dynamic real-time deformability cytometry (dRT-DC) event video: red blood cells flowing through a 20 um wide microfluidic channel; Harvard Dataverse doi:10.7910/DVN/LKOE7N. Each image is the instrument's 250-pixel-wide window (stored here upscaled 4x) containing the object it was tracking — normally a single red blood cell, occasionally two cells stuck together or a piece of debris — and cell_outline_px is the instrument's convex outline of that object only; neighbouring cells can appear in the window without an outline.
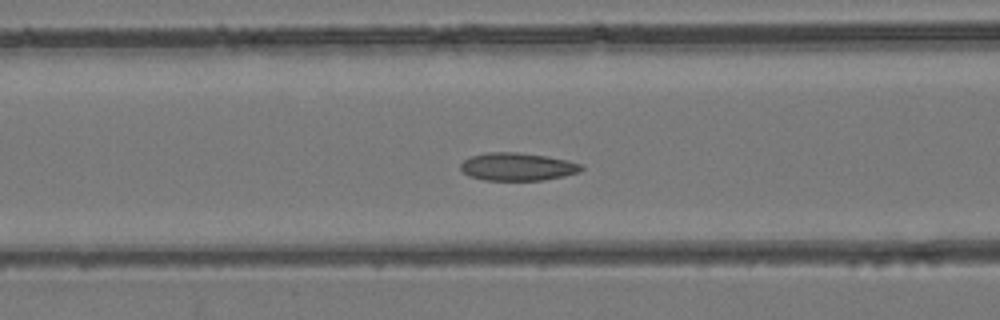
{"species": "common noctule bat (a hibernating species)", "species_latin": "Nyctalus noctula", "temperature_condition": "room temperature", "stored_images_in_passage": 46, "camera_frame_rate_fps": 3000, "um_per_image_px": 0.085, "animal": {"sex": "female", "body_mass_g": 24.6, "forearm_length_mm": 56.2}, "frame": {"image": 1, "passage_image": 19, "time_ms": 6.0, "image_size_px": [1000, 320], "cell_outline_px": [[584, 168], [580, 172], [564, 176], [544, 180], [484, 180], [468, 176], [460, 168], [460, 164], [468, 156], [488, 152], [516, 152], [544, 156], [568, 160], [584, 164]], "centroid_in_image_um": [43.99, 14.17], "position_along_channel_um": 122.6, "area_um2": 19.77}}
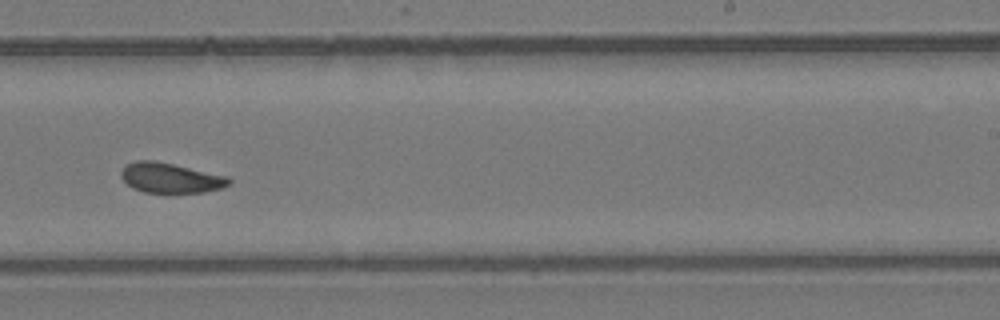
{"frame": {"image": 2, "passage_image": 29, "time_ms": 9.333, "image_size_px": [1000, 320], "cell_outline_px": [[232, 184], [224, 188], [204, 192], [168, 196], [144, 192], [132, 188], [120, 176], [120, 172], [124, 164], [136, 160], [156, 160], [228, 176], [232, 180]], "centroid_in_image_um": [14.51, 15.16], "position_along_channel_um": 274.5, "area_um2": 20.0}}
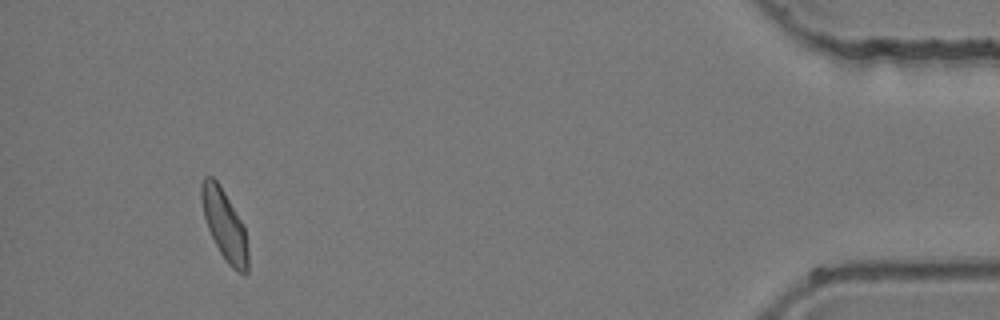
{"frame": {"image": 3, "passage_image": 43, "time_ms": 14.0, "image_size_px": [1000, 320], "cell_outline_px": [[248, 272], [244, 276], [236, 272], [228, 264], [220, 252], [208, 228], [204, 216], [200, 196], [200, 184], [204, 176], [212, 176], [220, 184], [244, 224], [248, 252]], "centroid_in_image_um": [19.09, 19.11], "position_along_channel_um": 416.1, "area_um2": 19.31}}